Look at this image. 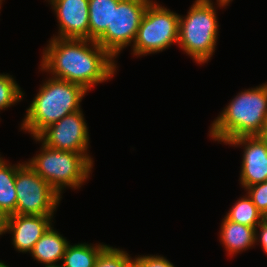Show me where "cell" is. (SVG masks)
I'll use <instances>...</instances> for the list:
<instances>
[{
  "label": "cell",
  "mask_w": 267,
  "mask_h": 267,
  "mask_svg": "<svg viewBox=\"0 0 267 267\" xmlns=\"http://www.w3.org/2000/svg\"><path fill=\"white\" fill-rule=\"evenodd\" d=\"M43 54V70L50 71L53 78L79 84L86 91L111 78L116 70L113 57L93 40L55 36Z\"/></svg>",
  "instance_id": "1"
},
{
  "label": "cell",
  "mask_w": 267,
  "mask_h": 267,
  "mask_svg": "<svg viewBox=\"0 0 267 267\" xmlns=\"http://www.w3.org/2000/svg\"><path fill=\"white\" fill-rule=\"evenodd\" d=\"M267 134V84L239 93L212 123L210 135L228 143L240 136Z\"/></svg>",
  "instance_id": "2"
},
{
  "label": "cell",
  "mask_w": 267,
  "mask_h": 267,
  "mask_svg": "<svg viewBox=\"0 0 267 267\" xmlns=\"http://www.w3.org/2000/svg\"><path fill=\"white\" fill-rule=\"evenodd\" d=\"M86 92L79 84L52 77L40 88L27 109L22 129L37 137L49 125L80 110Z\"/></svg>",
  "instance_id": "3"
},
{
  "label": "cell",
  "mask_w": 267,
  "mask_h": 267,
  "mask_svg": "<svg viewBox=\"0 0 267 267\" xmlns=\"http://www.w3.org/2000/svg\"><path fill=\"white\" fill-rule=\"evenodd\" d=\"M41 154L29 166L57 192L69 186L78 188L89 176L93 161L87 153L53 149L42 143Z\"/></svg>",
  "instance_id": "4"
},
{
  "label": "cell",
  "mask_w": 267,
  "mask_h": 267,
  "mask_svg": "<svg viewBox=\"0 0 267 267\" xmlns=\"http://www.w3.org/2000/svg\"><path fill=\"white\" fill-rule=\"evenodd\" d=\"M217 31L211 0H196L185 19L179 17L178 43L196 62L205 63L215 51Z\"/></svg>",
  "instance_id": "5"
},
{
  "label": "cell",
  "mask_w": 267,
  "mask_h": 267,
  "mask_svg": "<svg viewBox=\"0 0 267 267\" xmlns=\"http://www.w3.org/2000/svg\"><path fill=\"white\" fill-rule=\"evenodd\" d=\"M179 17L151 1L138 28L133 54L139 56L162 51L178 42Z\"/></svg>",
  "instance_id": "6"
},
{
  "label": "cell",
  "mask_w": 267,
  "mask_h": 267,
  "mask_svg": "<svg viewBox=\"0 0 267 267\" xmlns=\"http://www.w3.org/2000/svg\"><path fill=\"white\" fill-rule=\"evenodd\" d=\"M15 189L17 192L16 215L52 216L61 198L60 194L28 163L22 164L17 169Z\"/></svg>",
  "instance_id": "7"
},
{
  "label": "cell",
  "mask_w": 267,
  "mask_h": 267,
  "mask_svg": "<svg viewBox=\"0 0 267 267\" xmlns=\"http://www.w3.org/2000/svg\"><path fill=\"white\" fill-rule=\"evenodd\" d=\"M150 0H119L112 10L111 27L96 41L113 58L131 43H134L142 17Z\"/></svg>",
  "instance_id": "8"
},
{
  "label": "cell",
  "mask_w": 267,
  "mask_h": 267,
  "mask_svg": "<svg viewBox=\"0 0 267 267\" xmlns=\"http://www.w3.org/2000/svg\"><path fill=\"white\" fill-rule=\"evenodd\" d=\"M37 141L57 150L87 153L88 128L83 113L77 110L49 125L37 137Z\"/></svg>",
  "instance_id": "9"
},
{
  "label": "cell",
  "mask_w": 267,
  "mask_h": 267,
  "mask_svg": "<svg viewBox=\"0 0 267 267\" xmlns=\"http://www.w3.org/2000/svg\"><path fill=\"white\" fill-rule=\"evenodd\" d=\"M227 144L246 146L240 173V181L244 188L267 181L266 135L240 136Z\"/></svg>",
  "instance_id": "10"
},
{
  "label": "cell",
  "mask_w": 267,
  "mask_h": 267,
  "mask_svg": "<svg viewBox=\"0 0 267 267\" xmlns=\"http://www.w3.org/2000/svg\"><path fill=\"white\" fill-rule=\"evenodd\" d=\"M57 14L60 36L65 39L89 40V0H50Z\"/></svg>",
  "instance_id": "11"
},
{
  "label": "cell",
  "mask_w": 267,
  "mask_h": 267,
  "mask_svg": "<svg viewBox=\"0 0 267 267\" xmlns=\"http://www.w3.org/2000/svg\"><path fill=\"white\" fill-rule=\"evenodd\" d=\"M51 216L10 215L6 231L13 233V245L20 252L32 251L35 243L51 226Z\"/></svg>",
  "instance_id": "12"
},
{
  "label": "cell",
  "mask_w": 267,
  "mask_h": 267,
  "mask_svg": "<svg viewBox=\"0 0 267 267\" xmlns=\"http://www.w3.org/2000/svg\"><path fill=\"white\" fill-rule=\"evenodd\" d=\"M52 228L50 226L47 229L30 252L36 260L46 264L45 267L58 266L55 262L62 260L69 245L68 241Z\"/></svg>",
  "instance_id": "13"
},
{
  "label": "cell",
  "mask_w": 267,
  "mask_h": 267,
  "mask_svg": "<svg viewBox=\"0 0 267 267\" xmlns=\"http://www.w3.org/2000/svg\"><path fill=\"white\" fill-rule=\"evenodd\" d=\"M221 226V241L229 254L242 251L251 247L257 240V229L239 224L228 219H223Z\"/></svg>",
  "instance_id": "14"
},
{
  "label": "cell",
  "mask_w": 267,
  "mask_h": 267,
  "mask_svg": "<svg viewBox=\"0 0 267 267\" xmlns=\"http://www.w3.org/2000/svg\"><path fill=\"white\" fill-rule=\"evenodd\" d=\"M119 0H89V40L97 41L111 27L112 10Z\"/></svg>",
  "instance_id": "15"
},
{
  "label": "cell",
  "mask_w": 267,
  "mask_h": 267,
  "mask_svg": "<svg viewBox=\"0 0 267 267\" xmlns=\"http://www.w3.org/2000/svg\"><path fill=\"white\" fill-rule=\"evenodd\" d=\"M18 166H8L0 157V209L8 216L15 214L17 192L15 189L16 171Z\"/></svg>",
  "instance_id": "16"
},
{
  "label": "cell",
  "mask_w": 267,
  "mask_h": 267,
  "mask_svg": "<svg viewBox=\"0 0 267 267\" xmlns=\"http://www.w3.org/2000/svg\"><path fill=\"white\" fill-rule=\"evenodd\" d=\"M106 246L104 244L95 247L88 244L68 245L61 267H94L100 252Z\"/></svg>",
  "instance_id": "17"
},
{
  "label": "cell",
  "mask_w": 267,
  "mask_h": 267,
  "mask_svg": "<svg viewBox=\"0 0 267 267\" xmlns=\"http://www.w3.org/2000/svg\"><path fill=\"white\" fill-rule=\"evenodd\" d=\"M225 218L254 228L262 222V214L249 196L239 199Z\"/></svg>",
  "instance_id": "18"
},
{
  "label": "cell",
  "mask_w": 267,
  "mask_h": 267,
  "mask_svg": "<svg viewBox=\"0 0 267 267\" xmlns=\"http://www.w3.org/2000/svg\"><path fill=\"white\" fill-rule=\"evenodd\" d=\"M94 267H133V260L124 251L106 246L100 252Z\"/></svg>",
  "instance_id": "19"
},
{
  "label": "cell",
  "mask_w": 267,
  "mask_h": 267,
  "mask_svg": "<svg viewBox=\"0 0 267 267\" xmlns=\"http://www.w3.org/2000/svg\"><path fill=\"white\" fill-rule=\"evenodd\" d=\"M22 93L11 76L0 74V110L19 101L23 96Z\"/></svg>",
  "instance_id": "20"
},
{
  "label": "cell",
  "mask_w": 267,
  "mask_h": 267,
  "mask_svg": "<svg viewBox=\"0 0 267 267\" xmlns=\"http://www.w3.org/2000/svg\"><path fill=\"white\" fill-rule=\"evenodd\" d=\"M258 211L263 215L267 212V181L246 188Z\"/></svg>",
  "instance_id": "21"
},
{
  "label": "cell",
  "mask_w": 267,
  "mask_h": 267,
  "mask_svg": "<svg viewBox=\"0 0 267 267\" xmlns=\"http://www.w3.org/2000/svg\"><path fill=\"white\" fill-rule=\"evenodd\" d=\"M133 267H174V265L162 256H139L133 260Z\"/></svg>",
  "instance_id": "22"
},
{
  "label": "cell",
  "mask_w": 267,
  "mask_h": 267,
  "mask_svg": "<svg viewBox=\"0 0 267 267\" xmlns=\"http://www.w3.org/2000/svg\"><path fill=\"white\" fill-rule=\"evenodd\" d=\"M257 227L260 228V239L264 251L267 253V225L261 222Z\"/></svg>",
  "instance_id": "23"
},
{
  "label": "cell",
  "mask_w": 267,
  "mask_h": 267,
  "mask_svg": "<svg viewBox=\"0 0 267 267\" xmlns=\"http://www.w3.org/2000/svg\"><path fill=\"white\" fill-rule=\"evenodd\" d=\"M8 215L0 209V235L7 232Z\"/></svg>",
  "instance_id": "24"
},
{
  "label": "cell",
  "mask_w": 267,
  "mask_h": 267,
  "mask_svg": "<svg viewBox=\"0 0 267 267\" xmlns=\"http://www.w3.org/2000/svg\"><path fill=\"white\" fill-rule=\"evenodd\" d=\"M219 3V6H226L230 1L232 0H217Z\"/></svg>",
  "instance_id": "25"
},
{
  "label": "cell",
  "mask_w": 267,
  "mask_h": 267,
  "mask_svg": "<svg viewBox=\"0 0 267 267\" xmlns=\"http://www.w3.org/2000/svg\"><path fill=\"white\" fill-rule=\"evenodd\" d=\"M262 222L267 225V212L262 215Z\"/></svg>",
  "instance_id": "26"
},
{
  "label": "cell",
  "mask_w": 267,
  "mask_h": 267,
  "mask_svg": "<svg viewBox=\"0 0 267 267\" xmlns=\"http://www.w3.org/2000/svg\"><path fill=\"white\" fill-rule=\"evenodd\" d=\"M0 267H8V266L5 265L4 263L0 262Z\"/></svg>",
  "instance_id": "27"
}]
</instances>
